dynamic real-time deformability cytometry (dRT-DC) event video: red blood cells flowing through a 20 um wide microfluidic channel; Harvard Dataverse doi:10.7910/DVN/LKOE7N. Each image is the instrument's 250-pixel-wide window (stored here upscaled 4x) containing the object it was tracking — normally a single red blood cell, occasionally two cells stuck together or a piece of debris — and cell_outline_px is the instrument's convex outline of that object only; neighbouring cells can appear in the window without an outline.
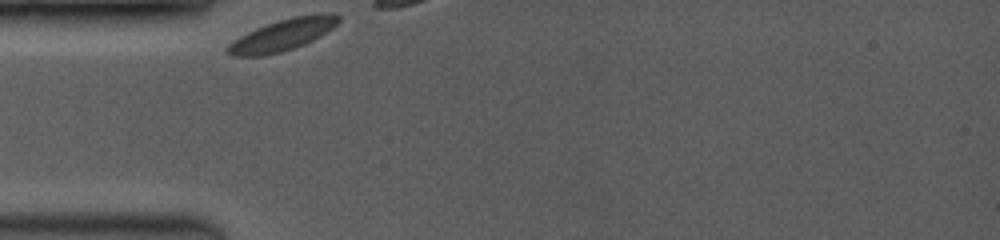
{"species": "common noctule bat (a hibernating species)", "species_latin": "Nyctalus noctula", "temperature_condition": "room temperature", "stored_images_in_passage": 2, "camera_frame_rate_fps": 3500, "um_per_image_px": 0.085, "animal": {"sex": "female", "body_mass_g": 19.0, "forearm_length_mm": 53.3}, "frame": {"image": 1, "passage_image": 1, "time_ms": 0.0, "image_size_px": [1000, 240], "cell_outline_px": [[340, 20], [332, 28], [320, 36], [304, 44], [280, 52], [260, 56], [232, 56], [228, 52], [228, 44], [240, 36], [256, 28], [276, 20], [292, 16], [320, 12], [332, 12], [340, 16]], "centroid_in_image_um": [24.06, 2.93], "position_along_channel_um": 60.9, "area_um2": 20.4}}